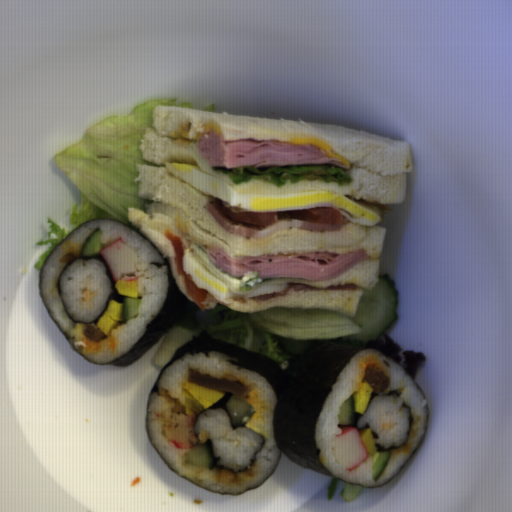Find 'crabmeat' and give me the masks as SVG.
I'll return each instance as SVG.
<instances>
[{"label":"crabmeat","instance_id":"3","mask_svg":"<svg viewBox=\"0 0 512 512\" xmlns=\"http://www.w3.org/2000/svg\"><path fill=\"white\" fill-rule=\"evenodd\" d=\"M160 433L175 448L182 450L191 448L198 440L193 420L184 416L171 417L165 421Z\"/></svg>","mask_w":512,"mask_h":512},{"label":"crabmeat","instance_id":"1","mask_svg":"<svg viewBox=\"0 0 512 512\" xmlns=\"http://www.w3.org/2000/svg\"><path fill=\"white\" fill-rule=\"evenodd\" d=\"M99 252L115 283L137 281L143 276L137 267V252L123 238L101 248Z\"/></svg>","mask_w":512,"mask_h":512},{"label":"crabmeat","instance_id":"2","mask_svg":"<svg viewBox=\"0 0 512 512\" xmlns=\"http://www.w3.org/2000/svg\"><path fill=\"white\" fill-rule=\"evenodd\" d=\"M340 432L335 436L332 449L336 464L352 471L365 461L369 454L365 448L358 428L353 425H339Z\"/></svg>","mask_w":512,"mask_h":512}]
</instances>
